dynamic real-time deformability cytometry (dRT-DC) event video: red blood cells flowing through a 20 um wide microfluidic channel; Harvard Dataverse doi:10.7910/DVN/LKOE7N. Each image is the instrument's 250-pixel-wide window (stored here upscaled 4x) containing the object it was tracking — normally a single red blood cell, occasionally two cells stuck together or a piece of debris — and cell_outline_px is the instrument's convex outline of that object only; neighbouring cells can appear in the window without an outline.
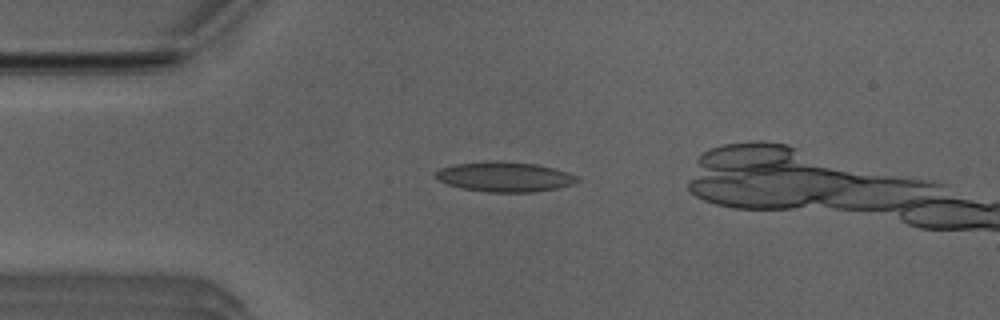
{"species": "Egyptian fruit bat (a non-hibernating species)", "species_latin": "Rousettus aegyptiacus", "temperature_condition": "room temperature", "stored_images_in_passage": 5, "camera_frame_rate_fps": 3000, "um_per_image_px": 0.085, "animal": {"sex": "male"}, "frame": {"image": 1, "passage_image": 1, "time_ms": 0.0, "image_size_px": [1000, 320], "cell_outline_px": [[580, 180], [576, 184], [536, 192], [488, 192], [464, 188], [448, 184], [440, 180], [436, 176], [436, 172], [440, 168], [456, 164], [488, 160], [504, 160], [536, 164], [568, 172], [576, 176]], "centroid_in_image_um": [42.94, 15.01], "position_along_channel_um": 42.1, "area_um2": 24.74}}